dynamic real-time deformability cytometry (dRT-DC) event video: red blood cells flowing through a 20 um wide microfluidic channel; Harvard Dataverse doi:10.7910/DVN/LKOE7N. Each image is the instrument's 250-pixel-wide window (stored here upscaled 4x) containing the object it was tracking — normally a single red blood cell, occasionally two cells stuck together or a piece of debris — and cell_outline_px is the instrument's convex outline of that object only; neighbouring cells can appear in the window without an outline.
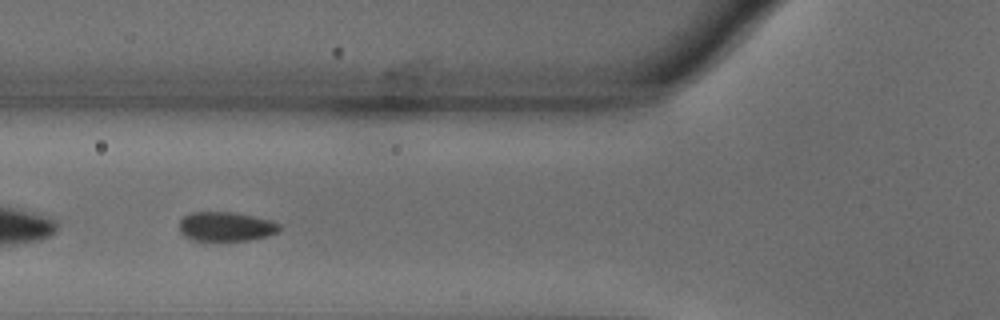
{"species": "common noctule bat (a hibernating species)", "species_latin": "Nyctalus noctula", "temperature_condition": "warm", "stored_images_in_passage": 48, "segment_of_instrument_passage": [2, 2], "camera_frame_rate_fps": 3000, "um_per_image_px": 0.085, "animal": {"sex": "male", "body_mass_g": 18.8}, "frame": {"image": 1, "passage_image": 13, "time_ms": 4.0, "image_size_px": [1000, 320], "cell_outline_px": [[280, 228], [276, 232], [268, 236], [248, 240], [192, 240], [184, 236], [180, 232], [180, 220], [184, 216], [192, 212], [232, 212], [252, 216], [268, 220], [280, 224]], "centroid_in_image_um": [19.17, 19.26], "position_along_channel_um": 106.6, "area_um2": 16.88}}
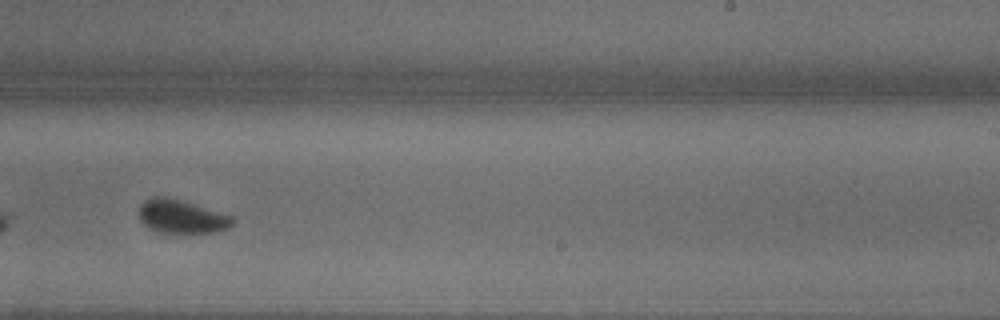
{"frame": {"image": 2, "passage_image": 27, "time_ms": 8.667, "image_size_px": [1000, 320], "cell_outline_px": [[236, 220], [228, 228], [216, 232], [176, 236], [156, 232], [148, 228], [140, 220], [140, 204], [144, 200], [152, 196], [164, 196], [192, 204], [232, 216]], "centroid_in_image_um": [15.41, 18.48], "position_along_channel_um": 273.6, "area_um2": 18.84}}
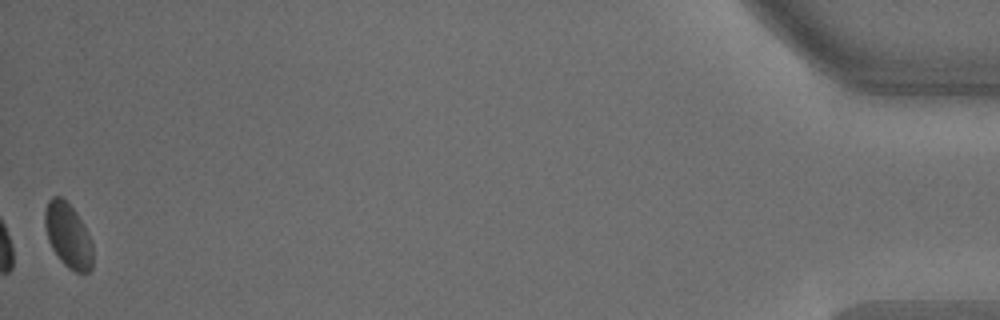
{"frame": {"image": 3, "passage_image": 48, "time_ms": 15.667, "image_size_px": [1000, 320], "cell_outline_px": [[92, 268], [88, 272], [76, 272], [68, 268], [60, 260], [52, 248], [48, 240], [44, 224], [44, 212], [48, 200], [52, 196], [60, 196], [76, 212], [92, 240]], "centroid_in_image_um": [5.78, 20.01], "position_along_channel_um": 429.4, "area_um2": 17.98}}